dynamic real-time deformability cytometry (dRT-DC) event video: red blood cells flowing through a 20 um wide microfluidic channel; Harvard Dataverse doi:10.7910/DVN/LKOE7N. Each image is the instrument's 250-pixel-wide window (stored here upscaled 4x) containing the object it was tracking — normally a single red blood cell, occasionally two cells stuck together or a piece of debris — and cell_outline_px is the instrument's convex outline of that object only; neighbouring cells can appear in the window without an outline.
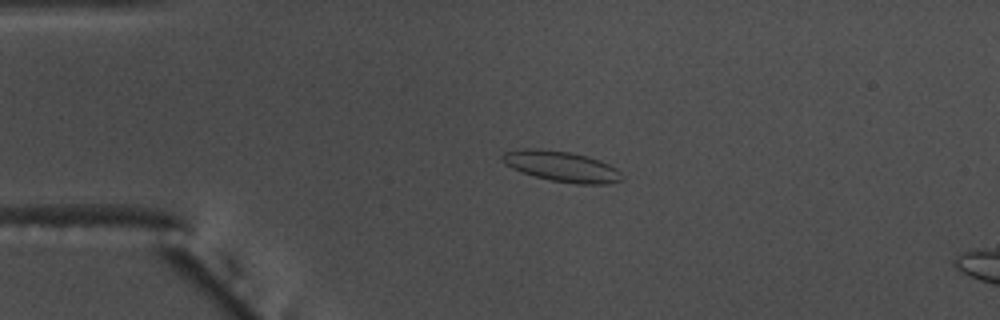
{"species": "common noctule bat (a hibernating species)", "species_latin": "Nyctalus noctula", "temperature_condition": "warm", "stored_images_in_passage": 18, "camera_frame_rate_fps": 3000, "um_per_image_px": 0.085, "animal": {"sex": "male", "body_mass_g": 17.5, "forearm_length_mm": 52.3}, "frame": {"image": 1, "passage_image": 13, "time_ms": 4.0, "image_size_px": [1000, 320], "cell_outline_px": [[624, 176], [620, 180], [608, 184], [576, 184], [552, 180], [536, 176], [512, 168], [504, 164], [500, 156], [504, 152], [520, 148], [540, 148], [568, 152], [588, 156], [600, 160], [616, 168]], "centroid_in_image_um": [47.72, 14.13], "position_along_channel_um": 37.3, "area_um2": 21.27}}